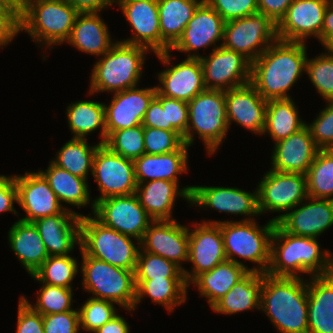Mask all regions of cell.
I'll return each mask as SVG.
<instances>
[{"instance_id": "1", "label": "cell", "mask_w": 333, "mask_h": 333, "mask_svg": "<svg viewBox=\"0 0 333 333\" xmlns=\"http://www.w3.org/2000/svg\"><path fill=\"white\" fill-rule=\"evenodd\" d=\"M304 42L276 40L251 63L250 83L266 100L292 98L290 89L306 70Z\"/></svg>"}, {"instance_id": "2", "label": "cell", "mask_w": 333, "mask_h": 333, "mask_svg": "<svg viewBox=\"0 0 333 333\" xmlns=\"http://www.w3.org/2000/svg\"><path fill=\"white\" fill-rule=\"evenodd\" d=\"M318 240L292 235L276 223L266 274L300 278L302 274H308L310 278L333 273V253L329 249L322 250Z\"/></svg>"}, {"instance_id": "3", "label": "cell", "mask_w": 333, "mask_h": 333, "mask_svg": "<svg viewBox=\"0 0 333 333\" xmlns=\"http://www.w3.org/2000/svg\"><path fill=\"white\" fill-rule=\"evenodd\" d=\"M260 311L279 333H308L307 279L264 273Z\"/></svg>"}, {"instance_id": "4", "label": "cell", "mask_w": 333, "mask_h": 333, "mask_svg": "<svg viewBox=\"0 0 333 333\" xmlns=\"http://www.w3.org/2000/svg\"><path fill=\"white\" fill-rule=\"evenodd\" d=\"M149 52L146 47L117 40L92 67L87 94L115 93L139 86Z\"/></svg>"}, {"instance_id": "5", "label": "cell", "mask_w": 333, "mask_h": 333, "mask_svg": "<svg viewBox=\"0 0 333 333\" xmlns=\"http://www.w3.org/2000/svg\"><path fill=\"white\" fill-rule=\"evenodd\" d=\"M203 223L221 227L227 260L246 267L249 271L266 273L270 263L271 239L276 222L271 219L264 225L255 220H204ZM236 256V257H235ZM237 257L255 264L250 268Z\"/></svg>"}, {"instance_id": "6", "label": "cell", "mask_w": 333, "mask_h": 333, "mask_svg": "<svg viewBox=\"0 0 333 333\" xmlns=\"http://www.w3.org/2000/svg\"><path fill=\"white\" fill-rule=\"evenodd\" d=\"M78 13L66 0H24L19 33H27L41 48L54 49L69 39Z\"/></svg>"}, {"instance_id": "7", "label": "cell", "mask_w": 333, "mask_h": 333, "mask_svg": "<svg viewBox=\"0 0 333 333\" xmlns=\"http://www.w3.org/2000/svg\"><path fill=\"white\" fill-rule=\"evenodd\" d=\"M225 91L205 89L188 102V127L184 143L191 147L195 136L202 140L208 155H214L229 132Z\"/></svg>"}, {"instance_id": "8", "label": "cell", "mask_w": 333, "mask_h": 333, "mask_svg": "<svg viewBox=\"0 0 333 333\" xmlns=\"http://www.w3.org/2000/svg\"><path fill=\"white\" fill-rule=\"evenodd\" d=\"M82 288L92 298L111 301L131 314L135 312V270L113 266L84 254L81 249Z\"/></svg>"}, {"instance_id": "9", "label": "cell", "mask_w": 333, "mask_h": 333, "mask_svg": "<svg viewBox=\"0 0 333 333\" xmlns=\"http://www.w3.org/2000/svg\"><path fill=\"white\" fill-rule=\"evenodd\" d=\"M78 249L90 257L113 266L135 270L140 242L105 226L89 213L81 217Z\"/></svg>"}, {"instance_id": "10", "label": "cell", "mask_w": 333, "mask_h": 333, "mask_svg": "<svg viewBox=\"0 0 333 333\" xmlns=\"http://www.w3.org/2000/svg\"><path fill=\"white\" fill-rule=\"evenodd\" d=\"M262 176L257 185L258 208L260 215L279 212L271 219L273 222L277 223L308 197L305 174L269 169Z\"/></svg>"}, {"instance_id": "11", "label": "cell", "mask_w": 333, "mask_h": 333, "mask_svg": "<svg viewBox=\"0 0 333 333\" xmlns=\"http://www.w3.org/2000/svg\"><path fill=\"white\" fill-rule=\"evenodd\" d=\"M277 40V25L261 13L225 22L222 47L251 63Z\"/></svg>"}, {"instance_id": "12", "label": "cell", "mask_w": 333, "mask_h": 333, "mask_svg": "<svg viewBox=\"0 0 333 333\" xmlns=\"http://www.w3.org/2000/svg\"><path fill=\"white\" fill-rule=\"evenodd\" d=\"M92 176L100 192L93 199L94 203L109 197L133 194L138 185L134 160L118 155L104 144H100L96 150Z\"/></svg>"}, {"instance_id": "13", "label": "cell", "mask_w": 333, "mask_h": 333, "mask_svg": "<svg viewBox=\"0 0 333 333\" xmlns=\"http://www.w3.org/2000/svg\"><path fill=\"white\" fill-rule=\"evenodd\" d=\"M171 51L155 54L162 65L168 68L158 72L156 85L159 95L189 102L206 88L203 82V69L199 58H185L180 63H172Z\"/></svg>"}, {"instance_id": "14", "label": "cell", "mask_w": 333, "mask_h": 333, "mask_svg": "<svg viewBox=\"0 0 333 333\" xmlns=\"http://www.w3.org/2000/svg\"><path fill=\"white\" fill-rule=\"evenodd\" d=\"M92 215L105 226L139 242L154 221L139 203L135 193L97 201Z\"/></svg>"}, {"instance_id": "15", "label": "cell", "mask_w": 333, "mask_h": 333, "mask_svg": "<svg viewBox=\"0 0 333 333\" xmlns=\"http://www.w3.org/2000/svg\"><path fill=\"white\" fill-rule=\"evenodd\" d=\"M115 5L132 27L131 36L121 42L146 47L154 54L171 49L161 38L157 0H115Z\"/></svg>"}, {"instance_id": "16", "label": "cell", "mask_w": 333, "mask_h": 333, "mask_svg": "<svg viewBox=\"0 0 333 333\" xmlns=\"http://www.w3.org/2000/svg\"><path fill=\"white\" fill-rule=\"evenodd\" d=\"M191 206L244 216L240 221L255 220V216H261L258 208L257 187L250 192L237 187L193 185L190 196Z\"/></svg>"}, {"instance_id": "17", "label": "cell", "mask_w": 333, "mask_h": 333, "mask_svg": "<svg viewBox=\"0 0 333 333\" xmlns=\"http://www.w3.org/2000/svg\"><path fill=\"white\" fill-rule=\"evenodd\" d=\"M199 59L206 89L226 91L250 83L251 62L240 53L221 46Z\"/></svg>"}, {"instance_id": "18", "label": "cell", "mask_w": 333, "mask_h": 333, "mask_svg": "<svg viewBox=\"0 0 333 333\" xmlns=\"http://www.w3.org/2000/svg\"><path fill=\"white\" fill-rule=\"evenodd\" d=\"M15 182L18 188V205L26 213L20 220L34 222L60 212H73L83 216L67 207L68 205L60 203L48 181L39 171H25L24 175L15 174Z\"/></svg>"}, {"instance_id": "19", "label": "cell", "mask_w": 333, "mask_h": 333, "mask_svg": "<svg viewBox=\"0 0 333 333\" xmlns=\"http://www.w3.org/2000/svg\"><path fill=\"white\" fill-rule=\"evenodd\" d=\"M224 26L225 21L220 14L203 1L170 51L185 53L186 58H200L202 55L199 54V50L202 48L205 50L213 46L214 50L222 46Z\"/></svg>"}, {"instance_id": "20", "label": "cell", "mask_w": 333, "mask_h": 333, "mask_svg": "<svg viewBox=\"0 0 333 333\" xmlns=\"http://www.w3.org/2000/svg\"><path fill=\"white\" fill-rule=\"evenodd\" d=\"M189 227L188 263L191 270L183 269L184 278L189 284L197 275L215 268L227 259L221 227L218 224L195 223Z\"/></svg>"}, {"instance_id": "21", "label": "cell", "mask_w": 333, "mask_h": 333, "mask_svg": "<svg viewBox=\"0 0 333 333\" xmlns=\"http://www.w3.org/2000/svg\"><path fill=\"white\" fill-rule=\"evenodd\" d=\"M329 2L330 0H294L277 25V39L306 43L313 37L321 43V30Z\"/></svg>"}, {"instance_id": "22", "label": "cell", "mask_w": 333, "mask_h": 333, "mask_svg": "<svg viewBox=\"0 0 333 333\" xmlns=\"http://www.w3.org/2000/svg\"><path fill=\"white\" fill-rule=\"evenodd\" d=\"M173 261L182 270L188 262L189 226L174 220L153 221L140 241V250Z\"/></svg>"}, {"instance_id": "23", "label": "cell", "mask_w": 333, "mask_h": 333, "mask_svg": "<svg viewBox=\"0 0 333 333\" xmlns=\"http://www.w3.org/2000/svg\"><path fill=\"white\" fill-rule=\"evenodd\" d=\"M139 86L112 93L109 104H105L107 136L117 130L141 125L150 102L156 96V86Z\"/></svg>"}, {"instance_id": "24", "label": "cell", "mask_w": 333, "mask_h": 333, "mask_svg": "<svg viewBox=\"0 0 333 333\" xmlns=\"http://www.w3.org/2000/svg\"><path fill=\"white\" fill-rule=\"evenodd\" d=\"M277 223L292 235L318 239L333 226V200L307 197Z\"/></svg>"}, {"instance_id": "25", "label": "cell", "mask_w": 333, "mask_h": 333, "mask_svg": "<svg viewBox=\"0 0 333 333\" xmlns=\"http://www.w3.org/2000/svg\"><path fill=\"white\" fill-rule=\"evenodd\" d=\"M228 127L236 123L251 133L261 135L265 127L267 101L251 83L225 91Z\"/></svg>"}, {"instance_id": "26", "label": "cell", "mask_w": 333, "mask_h": 333, "mask_svg": "<svg viewBox=\"0 0 333 333\" xmlns=\"http://www.w3.org/2000/svg\"><path fill=\"white\" fill-rule=\"evenodd\" d=\"M319 150L305 125L289 137L274 143L270 169L306 175Z\"/></svg>"}, {"instance_id": "27", "label": "cell", "mask_w": 333, "mask_h": 333, "mask_svg": "<svg viewBox=\"0 0 333 333\" xmlns=\"http://www.w3.org/2000/svg\"><path fill=\"white\" fill-rule=\"evenodd\" d=\"M33 223L49 256L71 255L76 245L80 247L81 216L76 213L60 212Z\"/></svg>"}, {"instance_id": "28", "label": "cell", "mask_w": 333, "mask_h": 333, "mask_svg": "<svg viewBox=\"0 0 333 333\" xmlns=\"http://www.w3.org/2000/svg\"><path fill=\"white\" fill-rule=\"evenodd\" d=\"M135 194L139 203L154 220H174L173 209L179 197L189 203L193 185L180 188L179 182L152 180L137 183Z\"/></svg>"}, {"instance_id": "29", "label": "cell", "mask_w": 333, "mask_h": 333, "mask_svg": "<svg viewBox=\"0 0 333 333\" xmlns=\"http://www.w3.org/2000/svg\"><path fill=\"white\" fill-rule=\"evenodd\" d=\"M101 12H79L69 39L65 42L79 52L103 56L117 42L111 37Z\"/></svg>"}, {"instance_id": "30", "label": "cell", "mask_w": 333, "mask_h": 333, "mask_svg": "<svg viewBox=\"0 0 333 333\" xmlns=\"http://www.w3.org/2000/svg\"><path fill=\"white\" fill-rule=\"evenodd\" d=\"M189 146L185 143L170 153L151 155L144 153L134 160L137 183L162 179L179 182V176L187 173Z\"/></svg>"}, {"instance_id": "31", "label": "cell", "mask_w": 333, "mask_h": 333, "mask_svg": "<svg viewBox=\"0 0 333 333\" xmlns=\"http://www.w3.org/2000/svg\"><path fill=\"white\" fill-rule=\"evenodd\" d=\"M8 245L31 276L49 257L44 242L33 222L18 219L7 233Z\"/></svg>"}, {"instance_id": "32", "label": "cell", "mask_w": 333, "mask_h": 333, "mask_svg": "<svg viewBox=\"0 0 333 333\" xmlns=\"http://www.w3.org/2000/svg\"><path fill=\"white\" fill-rule=\"evenodd\" d=\"M248 272L246 267L226 259L212 270L197 275L188 286L197 288L200 297H204L211 308Z\"/></svg>"}, {"instance_id": "33", "label": "cell", "mask_w": 333, "mask_h": 333, "mask_svg": "<svg viewBox=\"0 0 333 333\" xmlns=\"http://www.w3.org/2000/svg\"><path fill=\"white\" fill-rule=\"evenodd\" d=\"M262 287L263 273L249 271L211 310L230 316L254 309L260 311Z\"/></svg>"}, {"instance_id": "34", "label": "cell", "mask_w": 333, "mask_h": 333, "mask_svg": "<svg viewBox=\"0 0 333 333\" xmlns=\"http://www.w3.org/2000/svg\"><path fill=\"white\" fill-rule=\"evenodd\" d=\"M39 172L48 181L61 204L65 203L76 208H84L89 205L93 213L95 203L90 196L91 189L86 179L73 175L69 171L58 167L51 160L49 161L47 169H39Z\"/></svg>"}, {"instance_id": "35", "label": "cell", "mask_w": 333, "mask_h": 333, "mask_svg": "<svg viewBox=\"0 0 333 333\" xmlns=\"http://www.w3.org/2000/svg\"><path fill=\"white\" fill-rule=\"evenodd\" d=\"M66 119L72 138L87 139L91 133L99 131L100 144L107 138L105 103L99 101L78 100L66 107Z\"/></svg>"}, {"instance_id": "36", "label": "cell", "mask_w": 333, "mask_h": 333, "mask_svg": "<svg viewBox=\"0 0 333 333\" xmlns=\"http://www.w3.org/2000/svg\"><path fill=\"white\" fill-rule=\"evenodd\" d=\"M136 300L134 309L144 297L148 296L152 303L165 307L167 312L173 313L177 306L185 303L188 293V284L185 278H159L151 280H135Z\"/></svg>"}, {"instance_id": "37", "label": "cell", "mask_w": 333, "mask_h": 333, "mask_svg": "<svg viewBox=\"0 0 333 333\" xmlns=\"http://www.w3.org/2000/svg\"><path fill=\"white\" fill-rule=\"evenodd\" d=\"M204 0H157L162 40L172 48Z\"/></svg>"}, {"instance_id": "38", "label": "cell", "mask_w": 333, "mask_h": 333, "mask_svg": "<svg viewBox=\"0 0 333 333\" xmlns=\"http://www.w3.org/2000/svg\"><path fill=\"white\" fill-rule=\"evenodd\" d=\"M293 98L267 101L265 127L262 135H269L276 143L306 125L300 117Z\"/></svg>"}, {"instance_id": "39", "label": "cell", "mask_w": 333, "mask_h": 333, "mask_svg": "<svg viewBox=\"0 0 333 333\" xmlns=\"http://www.w3.org/2000/svg\"><path fill=\"white\" fill-rule=\"evenodd\" d=\"M88 139L71 138L56 152L51 161L71 174L88 180L92 174L93 161L100 143L90 145Z\"/></svg>"}, {"instance_id": "40", "label": "cell", "mask_w": 333, "mask_h": 333, "mask_svg": "<svg viewBox=\"0 0 333 333\" xmlns=\"http://www.w3.org/2000/svg\"><path fill=\"white\" fill-rule=\"evenodd\" d=\"M80 264L72 255L49 256L31 277L40 284L73 289Z\"/></svg>"}, {"instance_id": "41", "label": "cell", "mask_w": 333, "mask_h": 333, "mask_svg": "<svg viewBox=\"0 0 333 333\" xmlns=\"http://www.w3.org/2000/svg\"><path fill=\"white\" fill-rule=\"evenodd\" d=\"M307 177L308 197L333 200V149H320Z\"/></svg>"}, {"instance_id": "42", "label": "cell", "mask_w": 333, "mask_h": 333, "mask_svg": "<svg viewBox=\"0 0 333 333\" xmlns=\"http://www.w3.org/2000/svg\"><path fill=\"white\" fill-rule=\"evenodd\" d=\"M73 289L42 284L36 293V303L31 302L25 297L20 296L35 312L41 315L62 313L71 311L73 306ZM73 306V307H72Z\"/></svg>"}, {"instance_id": "43", "label": "cell", "mask_w": 333, "mask_h": 333, "mask_svg": "<svg viewBox=\"0 0 333 333\" xmlns=\"http://www.w3.org/2000/svg\"><path fill=\"white\" fill-rule=\"evenodd\" d=\"M306 74L317 93L326 102H333V49L306 60Z\"/></svg>"}, {"instance_id": "44", "label": "cell", "mask_w": 333, "mask_h": 333, "mask_svg": "<svg viewBox=\"0 0 333 333\" xmlns=\"http://www.w3.org/2000/svg\"><path fill=\"white\" fill-rule=\"evenodd\" d=\"M104 145L124 158L135 160L145 153L144 127L138 125L110 133Z\"/></svg>"}, {"instance_id": "45", "label": "cell", "mask_w": 333, "mask_h": 333, "mask_svg": "<svg viewBox=\"0 0 333 333\" xmlns=\"http://www.w3.org/2000/svg\"><path fill=\"white\" fill-rule=\"evenodd\" d=\"M159 278H184L183 270L173 261L159 255L139 251L135 269V280Z\"/></svg>"}, {"instance_id": "46", "label": "cell", "mask_w": 333, "mask_h": 333, "mask_svg": "<svg viewBox=\"0 0 333 333\" xmlns=\"http://www.w3.org/2000/svg\"><path fill=\"white\" fill-rule=\"evenodd\" d=\"M80 330L93 333L118 314L115 303L103 299L87 298L77 307Z\"/></svg>"}, {"instance_id": "47", "label": "cell", "mask_w": 333, "mask_h": 333, "mask_svg": "<svg viewBox=\"0 0 333 333\" xmlns=\"http://www.w3.org/2000/svg\"><path fill=\"white\" fill-rule=\"evenodd\" d=\"M308 312L333 315V273L307 278Z\"/></svg>"}, {"instance_id": "48", "label": "cell", "mask_w": 333, "mask_h": 333, "mask_svg": "<svg viewBox=\"0 0 333 333\" xmlns=\"http://www.w3.org/2000/svg\"><path fill=\"white\" fill-rule=\"evenodd\" d=\"M184 144L178 131H168L154 127H144L145 153L151 155L177 151Z\"/></svg>"}, {"instance_id": "49", "label": "cell", "mask_w": 333, "mask_h": 333, "mask_svg": "<svg viewBox=\"0 0 333 333\" xmlns=\"http://www.w3.org/2000/svg\"><path fill=\"white\" fill-rule=\"evenodd\" d=\"M319 111L311 123L306 122V126L320 149H333V102H326Z\"/></svg>"}, {"instance_id": "50", "label": "cell", "mask_w": 333, "mask_h": 333, "mask_svg": "<svg viewBox=\"0 0 333 333\" xmlns=\"http://www.w3.org/2000/svg\"><path fill=\"white\" fill-rule=\"evenodd\" d=\"M225 22L258 13V0H204Z\"/></svg>"}, {"instance_id": "51", "label": "cell", "mask_w": 333, "mask_h": 333, "mask_svg": "<svg viewBox=\"0 0 333 333\" xmlns=\"http://www.w3.org/2000/svg\"><path fill=\"white\" fill-rule=\"evenodd\" d=\"M166 107L167 130L178 131L182 136L186 134L188 127V102L168 98L156 93L155 96Z\"/></svg>"}, {"instance_id": "52", "label": "cell", "mask_w": 333, "mask_h": 333, "mask_svg": "<svg viewBox=\"0 0 333 333\" xmlns=\"http://www.w3.org/2000/svg\"><path fill=\"white\" fill-rule=\"evenodd\" d=\"M44 333H79L78 309L42 315Z\"/></svg>"}, {"instance_id": "53", "label": "cell", "mask_w": 333, "mask_h": 333, "mask_svg": "<svg viewBox=\"0 0 333 333\" xmlns=\"http://www.w3.org/2000/svg\"><path fill=\"white\" fill-rule=\"evenodd\" d=\"M17 313L15 333H44L42 315L35 312L21 297Z\"/></svg>"}, {"instance_id": "54", "label": "cell", "mask_w": 333, "mask_h": 333, "mask_svg": "<svg viewBox=\"0 0 333 333\" xmlns=\"http://www.w3.org/2000/svg\"><path fill=\"white\" fill-rule=\"evenodd\" d=\"M19 33V16L0 2V48H6Z\"/></svg>"}, {"instance_id": "55", "label": "cell", "mask_w": 333, "mask_h": 333, "mask_svg": "<svg viewBox=\"0 0 333 333\" xmlns=\"http://www.w3.org/2000/svg\"><path fill=\"white\" fill-rule=\"evenodd\" d=\"M14 203L18 204L15 175H0V214L10 212L19 217V211L14 207Z\"/></svg>"}, {"instance_id": "56", "label": "cell", "mask_w": 333, "mask_h": 333, "mask_svg": "<svg viewBox=\"0 0 333 333\" xmlns=\"http://www.w3.org/2000/svg\"><path fill=\"white\" fill-rule=\"evenodd\" d=\"M294 0H258V13L267 16L278 25Z\"/></svg>"}, {"instance_id": "57", "label": "cell", "mask_w": 333, "mask_h": 333, "mask_svg": "<svg viewBox=\"0 0 333 333\" xmlns=\"http://www.w3.org/2000/svg\"><path fill=\"white\" fill-rule=\"evenodd\" d=\"M143 127H154L167 130L166 107H162L161 102L154 97L145 113Z\"/></svg>"}, {"instance_id": "58", "label": "cell", "mask_w": 333, "mask_h": 333, "mask_svg": "<svg viewBox=\"0 0 333 333\" xmlns=\"http://www.w3.org/2000/svg\"><path fill=\"white\" fill-rule=\"evenodd\" d=\"M308 333H333V315L308 312Z\"/></svg>"}, {"instance_id": "59", "label": "cell", "mask_w": 333, "mask_h": 333, "mask_svg": "<svg viewBox=\"0 0 333 333\" xmlns=\"http://www.w3.org/2000/svg\"><path fill=\"white\" fill-rule=\"evenodd\" d=\"M78 12H101L114 4L115 0H66Z\"/></svg>"}, {"instance_id": "60", "label": "cell", "mask_w": 333, "mask_h": 333, "mask_svg": "<svg viewBox=\"0 0 333 333\" xmlns=\"http://www.w3.org/2000/svg\"><path fill=\"white\" fill-rule=\"evenodd\" d=\"M321 45L325 49H333V3L331 1L328 3L324 15Z\"/></svg>"}, {"instance_id": "61", "label": "cell", "mask_w": 333, "mask_h": 333, "mask_svg": "<svg viewBox=\"0 0 333 333\" xmlns=\"http://www.w3.org/2000/svg\"><path fill=\"white\" fill-rule=\"evenodd\" d=\"M129 325L123 316L117 314L93 333H130Z\"/></svg>"}, {"instance_id": "62", "label": "cell", "mask_w": 333, "mask_h": 333, "mask_svg": "<svg viewBox=\"0 0 333 333\" xmlns=\"http://www.w3.org/2000/svg\"><path fill=\"white\" fill-rule=\"evenodd\" d=\"M0 2L10 7L18 16H20L24 0H0Z\"/></svg>"}]
</instances>
